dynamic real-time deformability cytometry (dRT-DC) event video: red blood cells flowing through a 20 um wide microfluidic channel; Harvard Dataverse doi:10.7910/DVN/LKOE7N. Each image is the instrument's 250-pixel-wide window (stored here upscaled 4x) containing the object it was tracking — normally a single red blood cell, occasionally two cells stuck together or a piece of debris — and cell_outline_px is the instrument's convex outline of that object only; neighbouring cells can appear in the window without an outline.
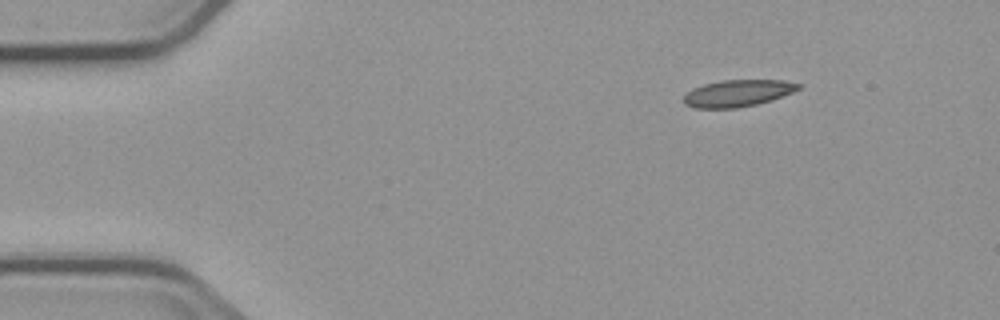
{"species": "common noctule bat (a hibernating species)", "species_latin": "Nyctalus noctula", "temperature_condition": "cold", "stored_images_in_passage": 6, "camera_frame_rate_fps": 3000, "um_per_image_px": 0.085, "animal": {"sex": "male", "body_mass_g": 23.1, "forearm_length_mm": 52.7}, "frame": {"image": 1, "passage_image": 1, "time_ms": 0.0, "image_size_px": [1000, 320], "cell_outline_px": [[804, 84], [800, 88], [792, 92], [772, 100], [756, 104], [736, 108], [696, 108], [684, 104], [684, 96], [692, 88], [704, 84], [720, 80], [784, 80]], "centroid_in_image_um": [62.72, 7.91], "position_along_channel_um": 22.3, "area_um2": 17.98}}
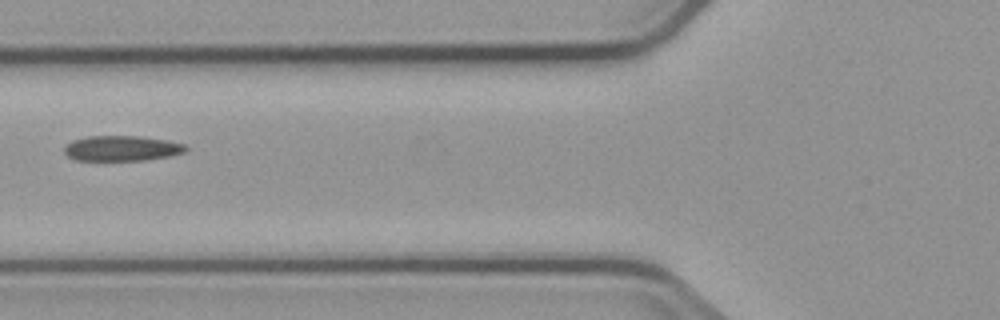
{"frame": {"image": 2, "passage_image": 5, "time_ms": 4.667, "image_size_px": [1000, 320], "cell_outline_px": [[188, 148], [184, 152], [172, 156], [144, 160], [76, 160], [68, 156], [64, 152], [64, 148], [72, 140], [88, 136], [140, 136], [164, 140], [184, 144]], "centroid_in_image_um": [10.35, 12.61], "position_along_channel_um": 115.4, "area_um2": 17.8}}
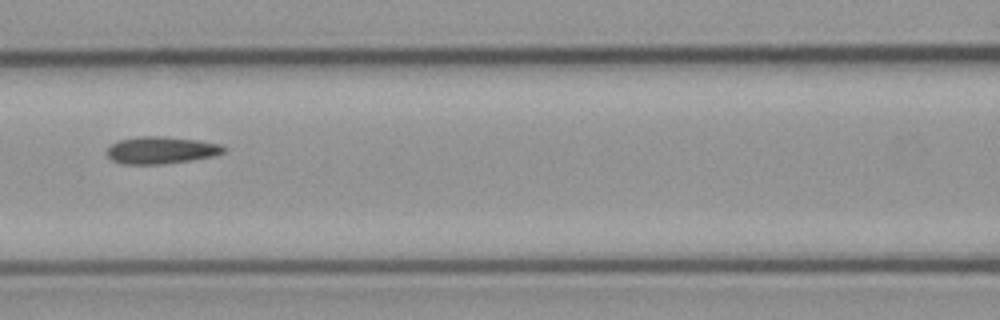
{"frame": {"image": 3, "passage_image": 6, "time_ms": 5.667, "image_size_px": [1000, 320], "cell_outline_px": [[228, 148], [224, 152], [212, 156], [192, 160], [164, 164], [124, 164], [112, 160], [108, 156], [108, 148], [112, 144], [120, 140], [136, 136], [164, 136], [200, 140], [220, 144]], "centroid_in_image_um": [13.73, 12.76], "position_along_channel_um": 152.9, "area_um2": 18.55}}